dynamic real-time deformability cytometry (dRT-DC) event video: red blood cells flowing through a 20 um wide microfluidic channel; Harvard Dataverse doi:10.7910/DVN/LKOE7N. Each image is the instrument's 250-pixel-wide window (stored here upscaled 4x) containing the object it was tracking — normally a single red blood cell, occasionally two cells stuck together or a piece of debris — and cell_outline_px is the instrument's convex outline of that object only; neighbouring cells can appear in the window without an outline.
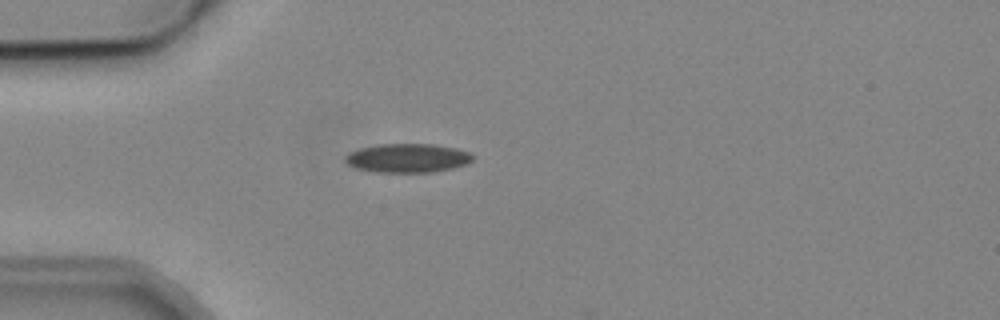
{"species": "common noctule bat (a hibernating species)", "species_latin": "Nyctalus noctula", "temperature_condition": "cold", "stored_images_in_passage": 1, "camera_frame_rate_fps": 3000, "um_per_image_px": 0.085, "animal": {"sex": "male", "body_mass_g": 19.2, "forearm_length_mm": 51.8}, "frame": {"image": 1, "passage_image": 1, "time_ms": 0.0, "image_size_px": [1000, 320], "cell_outline_px": [[472, 160], [464, 164], [452, 168], [432, 172], [376, 172], [356, 168], [348, 164], [344, 160], [344, 156], [348, 152], [360, 148], [376, 144], [432, 144], [456, 148], [468, 152], [472, 156]], "centroid_in_image_um": [34.58, 13.43], "position_along_channel_um": 50.4, "area_um2": 21.39}}